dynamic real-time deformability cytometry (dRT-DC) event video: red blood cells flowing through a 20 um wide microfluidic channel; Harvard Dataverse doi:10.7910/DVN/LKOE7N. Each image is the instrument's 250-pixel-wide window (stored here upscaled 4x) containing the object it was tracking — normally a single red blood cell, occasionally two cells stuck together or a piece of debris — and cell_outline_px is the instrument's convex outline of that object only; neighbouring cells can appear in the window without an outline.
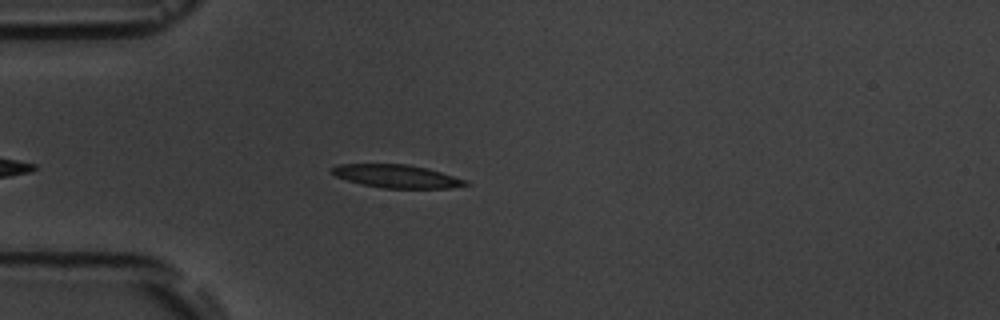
{"species": "common noctule bat (a hibernating species)", "species_latin": "Nyctalus noctula", "temperature_condition": "room temperature", "stored_images_in_passage": 1, "camera_frame_rate_fps": 3000, "um_per_image_px": 0.085, "animal": {"sex": "male", "body_mass_g": 19.5, "forearm_length_mm": 54.6}, "frame": {"image": 1, "passage_image": 1, "time_ms": 0.0, "image_size_px": [1000, 320], "cell_outline_px": [[472, 184], [448, 188], [384, 188], [360, 184], [336, 176], [328, 172], [332, 168], [340, 164], [404, 164], [428, 168], [468, 180]], "centroid_in_image_um": [33.74, 14.98], "position_along_channel_um": 51.3, "area_um2": 18.03}}